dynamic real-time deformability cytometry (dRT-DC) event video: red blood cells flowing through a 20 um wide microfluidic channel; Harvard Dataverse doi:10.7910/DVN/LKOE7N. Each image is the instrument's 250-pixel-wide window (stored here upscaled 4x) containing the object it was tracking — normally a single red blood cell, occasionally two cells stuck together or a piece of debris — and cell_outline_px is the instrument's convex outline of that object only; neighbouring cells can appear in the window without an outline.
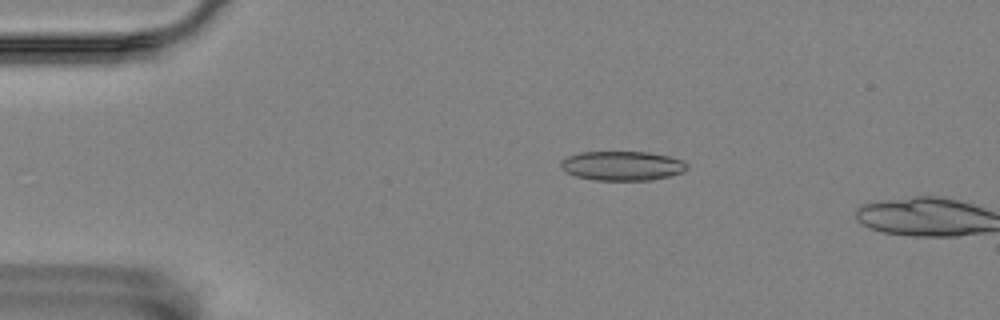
{"species": "Egyptian fruit bat (a non-hibernating species)", "species_latin": "Rousettus aegyptiacus", "temperature_condition": "room temperature", "stored_images_in_passage": 13, "camera_frame_rate_fps": 3000, "um_per_image_px": 0.085, "animal": {"sex": "female"}, "frame": {"image": 1, "passage_image": 11, "time_ms": 3.333, "image_size_px": [1000, 320], "cell_outline_px": [[688, 168], [684, 172], [652, 180], [596, 180], [576, 176], [564, 172], [560, 168], [560, 160], [568, 156], [580, 152], [648, 152], [668, 156], [684, 160], [688, 164]], "centroid_in_image_um": [52.88, 14.09], "position_along_channel_um": 32.1, "area_um2": 21.79}}